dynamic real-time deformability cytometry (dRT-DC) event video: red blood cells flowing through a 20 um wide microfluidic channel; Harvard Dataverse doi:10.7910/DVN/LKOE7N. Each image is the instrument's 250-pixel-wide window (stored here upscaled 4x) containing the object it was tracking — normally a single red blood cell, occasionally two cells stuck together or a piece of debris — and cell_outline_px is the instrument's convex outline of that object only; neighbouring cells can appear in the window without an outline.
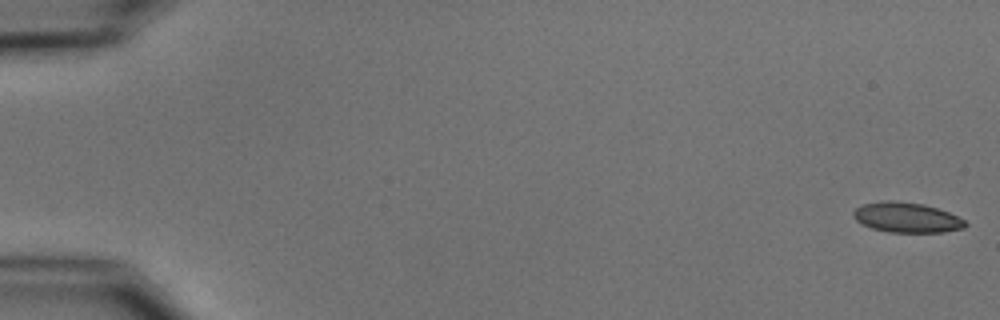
{"species": "common noctule bat (a hibernating species)", "species_latin": "Nyctalus noctula", "temperature_condition": "cold", "stored_images_in_passage": 55, "camera_frame_rate_fps": 3000, "um_per_image_px": 0.085, "animal": {"sex": "male", "body_mass_g": 15.6}, "frame": {"image": 1, "passage_image": 1, "time_ms": 0.0, "image_size_px": [1000, 320], "cell_outline_px": [[968, 224], [964, 228], [944, 232], [888, 232], [872, 228], [856, 220], [852, 216], [852, 212], [856, 208], [864, 204], [880, 200], [892, 200], [924, 204], [948, 212], [964, 220]], "centroid_in_image_um": [77.05, 18.48], "position_along_channel_um": 7.9, "area_um2": 19.59}}
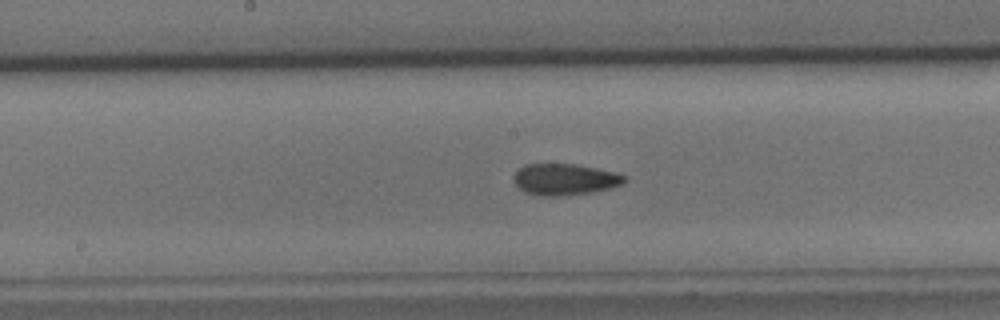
{"frame": {"image": 2, "passage_image": 29, "time_ms": 9.333, "image_size_px": [1000, 320], "cell_outline_px": [[624, 184], [592, 192], [556, 196], [540, 196], [524, 192], [512, 180], [516, 172], [524, 164], [576, 164], [616, 172], [624, 176]], "centroid_in_image_um": [47.98, 15.24], "position_along_channel_um": 200.2, "area_um2": 20.11}}
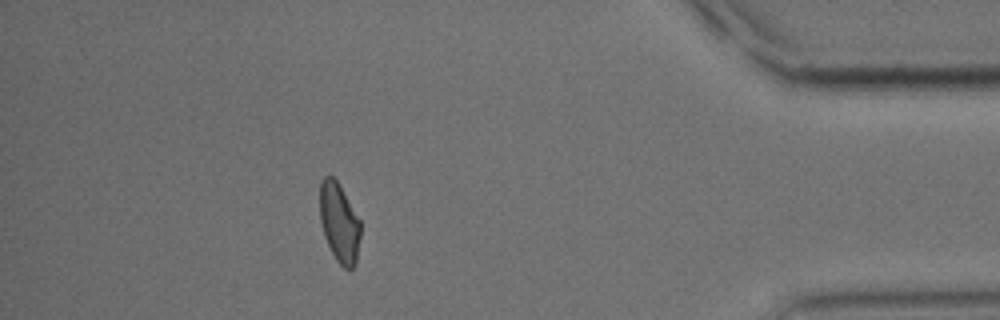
{"frame": {"image": 3, "passage_image": 49, "time_ms": 16.0, "image_size_px": [1000, 320], "cell_outline_px": [[360, 236], [356, 260], [352, 268], [344, 268], [336, 260], [324, 236], [320, 220], [320, 180], [324, 176], [332, 176], [336, 180], [360, 220]], "centroid_in_image_um": [28.82, 18.92], "position_along_channel_um": 406.4, "area_um2": 18.5}, "authors_computed_cell_mechanics": {"area_um2": 19.8832, "velocity_mm_per_s": 3.7146, "shape_relaxation_time_tau1_ms": 4.2331, "shape_relaxation_time_tau2_ms": 2.8116, "deformation_change_tau1": 0.1044, "deformation_change_tau2": 0.0721}}